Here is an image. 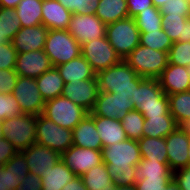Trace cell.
I'll use <instances>...</instances> for the list:
<instances>
[{
	"label": "cell",
	"mask_w": 190,
	"mask_h": 190,
	"mask_svg": "<svg viewBox=\"0 0 190 190\" xmlns=\"http://www.w3.org/2000/svg\"><path fill=\"white\" fill-rule=\"evenodd\" d=\"M103 162L117 186L134 185L137 181V164L141 161L138 142L126 139L102 148Z\"/></svg>",
	"instance_id": "obj_1"
},
{
	"label": "cell",
	"mask_w": 190,
	"mask_h": 190,
	"mask_svg": "<svg viewBox=\"0 0 190 190\" xmlns=\"http://www.w3.org/2000/svg\"><path fill=\"white\" fill-rule=\"evenodd\" d=\"M99 92L118 93L134 97L135 86L144 79L139 76L124 60L96 73Z\"/></svg>",
	"instance_id": "obj_2"
},
{
	"label": "cell",
	"mask_w": 190,
	"mask_h": 190,
	"mask_svg": "<svg viewBox=\"0 0 190 190\" xmlns=\"http://www.w3.org/2000/svg\"><path fill=\"white\" fill-rule=\"evenodd\" d=\"M135 110L143 116L171 115L168 95L162 90L158 79L144 78L135 86L134 97L130 99Z\"/></svg>",
	"instance_id": "obj_3"
},
{
	"label": "cell",
	"mask_w": 190,
	"mask_h": 190,
	"mask_svg": "<svg viewBox=\"0 0 190 190\" xmlns=\"http://www.w3.org/2000/svg\"><path fill=\"white\" fill-rule=\"evenodd\" d=\"M124 61L143 78L158 79L169 63L168 53L138 45Z\"/></svg>",
	"instance_id": "obj_4"
},
{
	"label": "cell",
	"mask_w": 190,
	"mask_h": 190,
	"mask_svg": "<svg viewBox=\"0 0 190 190\" xmlns=\"http://www.w3.org/2000/svg\"><path fill=\"white\" fill-rule=\"evenodd\" d=\"M106 37L122 60L140 44V31L132 17L107 24Z\"/></svg>",
	"instance_id": "obj_5"
},
{
	"label": "cell",
	"mask_w": 190,
	"mask_h": 190,
	"mask_svg": "<svg viewBox=\"0 0 190 190\" xmlns=\"http://www.w3.org/2000/svg\"><path fill=\"white\" fill-rule=\"evenodd\" d=\"M43 51L53 67L81 55V45L67 30H48Z\"/></svg>",
	"instance_id": "obj_6"
},
{
	"label": "cell",
	"mask_w": 190,
	"mask_h": 190,
	"mask_svg": "<svg viewBox=\"0 0 190 190\" xmlns=\"http://www.w3.org/2000/svg\"><path fill=\"white\" fill-rule=\"evenodd\" d=\"M4 137L17 151H23L36 143V116L21 114L7 118L2 125Z\"/></svg>",
	"instance_id": "obj_7"
},
{
	"label": "cell",
	"mask_w": 190,
	"mask_h": 190,
	"mask_svg": "<svg viewBox=\"0 0 190 190\" xmlns=\"http://www.w3.org/2000/svg\"><path fill=\"white\" fill-rule=\"evenodd\" d=\"M88 114L81 106L60 95L45 101L42 115L52 120L58 126L73 130L76 125Z\"/></svg>",
	"instance_id": "obj_8"
},
{
	"label": "cell",
	"mask_w": 190,
	"mask_h": 190,
	"mask_svg": "<svg viewBox=\"0 0 190 190\" xmlns=\"http://www.w3.org/2000/svg\"><path fill=\"white\" fill-rule=\"evenodd\" d=\"M36 143L62 154L73 145L72 130L39 114L36 116Z\"/></svg>",
	"instance_id": "obj_9"
},
{
	"label": "cell",
	"mask_w": 190,
	"mask_h": 190,
	"mask_svg": "<svg viewBox=\"0 0 190 190\" xmlns=\"http://www.w3.org/2000/svg\"><path fill=\"white\" fill-rule=\"evenodd\" d=\"M81 55L96 73L122 61L106 36L82 44Z\"/></svg>",
	"instance_id": "obj_10"
},
{
	"label": "cell",
	"mask_w": 190,
	"mask_h": 190,
	"mask_svg": "<svg viewBox=\"0 0 190 190\" xmlns=\"http://www.w3.org/2000/svg\"><path fill=\"white\" fill-rule=\"evenodd\" d=\"M12 95L24 114H42L45 100L40 94L36 79L18 76Z\"/></svg>",
	"instance_id": "obj_11"
},
{
	"label": "cell",
	"mask_w": 190,
	"mask_h": 190,
	"mask_svg": "<svg viewBox=\"0 0 190 190\" xmlns=\"http://www.w3.org/2000/svg\"><path fill=\"white\" fill-rule=\"evenodd\" d=\"M106 24L95 14H72L67 31L82 45L106 36Z\"/></svg>",
	"instance_id": "obj_12"
},
{
	"label": "cell",
	"mask_w": 190,
	"mask_h": 190,
	"mask_svg": "<svg viewBox=\"0 0 190 190\" xmlns=\"http://www.w3.org/2000/svg\"><path fill=\"white\" fill-rule=\"evenodd\" d=\"M61 160L76 176L81 177L91 168L103 162L102 150L72 145L61 154Z\"/></svg>",
	"instance_id": "obj_13"
},
{
	"label": "cell",
	"mask_w": 190,
	"mask_h": 190,
	"mask_svg": "<svg viewBox=\"0 0 190 190\" xmlns=\"http://www.w3.org/2000/svg\"><path fill=\"white\" fill-rule=\"evenodd\" d=\"M133 110H135V106L129 96L99 92L95 106L90 113L94 116L120 119L122 115Z\"/></svg>",
	"instance_id": "obj_14"
},
{
	"label": "cell",
	"mask_w": 190,
	"mask_h": 190,
	"mask_svg": "<svg viewBox=\"0 0 190 190\" xmlns=\"http://www.w3.org/2000/svg\"><path fill=\"white\" fill-rule=\"evenodd\" d=\"M98 93V81L96 78L65 83L62 95L90 113L95 106Z\"/></svg>",
	"instance_id": "obj_15"
},
{
	"label": "cell",
	"mask_w": 190,
	"mask_h": 190,
	"mask_svg": "<svg viewBox=\"0 0 190 190\" xmlns=\"http://www.w3.org/2000/svg\"><path fill=\"white\" fill-rule=\"evenodd\" d=\"M21 152L26 158L29 172L38 175L40 178H44L50 167H53L61 159L59 152L39 143L31 145Z\"/></svg>",
	"instance_id": "obj_16"
},
{
	"label": "cell",
	"mask_w": 190,
	"mask_h": 190,
	"mask_svg": "<svg viewBox=\"0 0 190 190\" xmlns=\"http://www.w3.org/2000/svg\"><path fill=\"white\" fill-rule=\"evenodd\" d=\"M165 141L170 169L175 172L178 169L189 166L188 133L181 126H178L165 137Z\"/></svg>",
	"instance_id": "obj_17"
},
{
	"label": "cell",
	"mask_w": 190,
	"mask_h": 190,
	"mask_svg": "<svg viewBox=\"0 0 190 190\" xmlns=\"http://www.w3.org/2000/svg\"><path fill=\"white\" fill-rule=\"evenodd\" d=\"M52 68V62L43 50L17 53L14 70L18 76L36 79Z\"/></svg>",
	"instance_id": "obj_18"
},
{
	"label": "cell",
	"mask_w": 190,
	"mask_h": 190,
	"mask_svg": "<svg viewBox=\"0 0 190 190\" xmlns=\"http://www.w3.org/2000/svg\"><path fill=\"white\" fill-rule=\"evenodd\" d=\"M48 29L44 25L21 27L12 39V45L17 53L43 50Z\"/></svg>",
	"instance_id": "obj_19"
},
{
	"label": "cell",
	"mask_w": 190,
	"mask_h": 190,
	"mask_svg": "<svg viewBox=\"0 0 190 190\" xmlns=\"http://www.w3.org/2000/svg\"><path fill=\"white\" fill-rule=\"evenodd\" d=\"M29 169L26 158L21 151H18L0 172V190H15L28 175Z\"/></svg>",
	"instance_id": "obj_20"
},
{
	"label": "cell",
	"mask_w": 190,
	"mask_h": 190,
	"mask_svg": "<svg viewBox=\"0 0 190 190\" xmlns=\"http://www.w3.org/2000/svg\"><path fill=\"white\" fill-rule=\"evenodd\" d=\"M158 80L167 95L190 91V75L187 67L168 64Z\"/></svg>",
	"instance_id": "obj_21"
},
{
	"label": "cell",
	"mask_w": 190,
	"mask_h": 190,
	"mask_svg": "<svg viewBox=\"0 0 190 190\" xmlns=\"http://www.w3.org/2000/svg\"><path fill=\"white\" fill-rule=\"evenodd\" d=\"M73 145L93 150H102L103 145L94 122V115L88 113L72 130Z\"/></svg>",
	"instance_id": "obj_22"
},
{
	"label": "cell",
	"mask_w": 190,
	"mask_h": 190,
	"mask_svg": "<svg viewBox=\"0 0 190 190\" xmlns=\"http://www.w3.org/2000/svg\"><path fill=\"white\" fill-rule=\"evenodd\" d=\"M72 14L57 0H43L42 25L48 30H66Z\"/></svg>",
	"instance_id": "obj_23"
},
{
	"label": "cell",
	"mask_w": 190,
	"mask_h": 190,
	"mask_svg": "<svg viewBox=\"0 0 190 190\" xmlns=\"http://www.w3.org/2000/svg\"><path fill=\"white\" fill-rule=\"evenodd\" d=\"M64 83L77 80L96 79V72L92 69L89 62L82 56H78L69 62L56 66Z\"/></svg>",
	"instance_id": "obj_24"
},
{
	"label": "cell",
	"mask_w": 190,
	"mask_h": 190,
	"mask_svg": "<svg viewBox=\"0 0 190 190\" xmlns=\"http://www.w3.org/2000/svg\"><path fill=\"white\" fill-rule=\"evenodd\" d=\"M94 122L103 148L128 139L120 119L94 116Z\"/></svg>",
	"instance_id": "obj_25"
},
{
	"label": "cell",
	"mask_w": 190,
	"mask_h": 190,
	"mask_svg": "<svg viewBox=\"0 0 190 190\" xmlns=\"http://www.w3.org/2000/svg\"><path fill=\"white\" fill-rule=\"evenodd\" d=\"M162 29L172 42H190V17L162 14Z\"/></svg>",
	"instance_id": "obj_26"
},
{
	"label": "cell",
	"mask_w": 190,
	"mask_h": 190,
	"mask_svg": "<svg viewBox=\"0 0 190 190\" xmlns=\"http://www.w3.org/2000/svg\"><path fill=\"white\" fill-rule=\"evenodd\" d=\"M143 135L149 138H165L177 127L172 115L144 116Z\"/></svg>",
	"instance_id": "obj_27"
},
{
	"label": "cell",
	"mask_w": 190,
	"mask_h": 190,
	"mask_svg": "<svg viewBox=\"0 0 190 190\" xmlns=\"http://www.w3.org/2000/svg\"><path fill=\"white\" fill-rule=\"evenodd\" d=\"M36 82L40 94L45 101L54 99L63 93L65 83L56 67L45 71L36 78Z\"/></svg>",
	"instance_id": "obj_28"
},
{
	"label": "cell",
	"mask_w": 190,
	"mask_h": 190,
	"mask_svg": "<svg viewBox=\"0 0 190 190\" xmlns=\"http://www.w3.org/2000/svg\"><path fill=\"white\" fill-rule=\"evenodd\" d=\"M81 178L88 190H115L117 186L109 175L104 162L91 168Z\"/></svg>",
	"instance_id": "obj_29"
},
{
	"label": "cell",
	"mask_w": 190,
	"mask_h": 190,
	"mask_svg": "<svg viewBox=\"0 0 190 190\" xmlns=\"http://www.w3.org/2000/svg\"><path fill=\"white\" fill-rule=\"evenodd\" d=\"M45 174L46 176L41 178L42 190H61L76 177L61 159Z\"/></svg>",
	"instance_id": "obj_30"
},
{
	"label": "cell",
	"mask_w": 190,
	"mask_h": 190,
	"mask_svg": "<svg viewBox=\"0 0 190 190\" xmlns=\"http://www.w3.org/2000/svg\"><path fill=\"white\" fill-rule=\"evenodd\" d=\"M95 15L104 23L110 24L129 17L126 0H99Z\"/></svg>",
	"instance_id": "obj_31"
},
{
	"label": "cell",
	"mask_w": 190,
	"mask_h": 190,
	"mask_svg": "<svg viewBox=\"0 0 190 190\" xmlns=\"http://www.w3.org/2000/svg\"><path fill=\"white\" fill-rule=\"evenodd\" d=\"M141 159L168 163L165 138L143 136L138 141Z\"/></svg>",
	"instance_id": "obj_32"
},
{
	"label": "cell",
	"mask_w": 190,
	"mask_h": 190,
	"mask_svg": "<svg viewBox=\"0 0 190 190\" xmlns=\"http://www.w3.org/2000/svg\"><path fill=\"white\" fill-rule=\"evenodd\" d=\"M43 0H20L15 8L21 22V27H31L42 24Z\"/></svg>",
	"instance_id": "obj_33"
},
{
	"label": "cell",
	"mask_w": 190,
	"mask_h": 190,
	"mask_svg": "<svg viewBox=\"0 0 190 190\" xmlns=\"http://www.w3.org/2000/svg\"><path fill=\"white\" fill-rule=\"evenodd\" d=\"M169 112L178 126L190 120V91L168 95Z\"/></svg>",
	"instance_id": "obj_34"
},
{
	"label": "cell",
	"mask_w": 190,
	"mask_h": 190,
	"mask_svg": "<svg viewBox=\"0 0 190 190\" xmlns=\"http://www.w3.org/2000/svg\"><path fill=\"white\" fill-rule=\"evenodd\" d=\"M140 45L169 53L173 42L165 31L161 29L140 32Z\"/></svg>",
	"instance_id": "obj_35"
},
{
	"label": "cell",
	"mask_w": 190,
	"mask_h": 190,
	"mask_svg": "<svg viewBox=\"0 0 190 190\" xmlns=\"http://www.w3.org/2000/svg\"><path fill=\"white\" fill-rule=\"evenodd\" d=\"M144 116L140 111L133 110L122 115L120 120L128 139L138 141L143 135Z\"/></svg>",
	"instance_id": "obj_36"
},
{
	"label": "cell",
	"mask_w": 190,
	"mask_h": 190,
	"mask_svg": "<svg viewBox=\"0 0 190 190\" xmlns=\"http://www.w3.org/2000/svg\"><path fill=\"white\" fill-rule=\"evenodd\" d=\"M134 20L140 32L162 29V14L156 7L141 11L134 17Z\"/></svg>",
	"instance_id": "obj_37"
},
{
	"label": "cell",
	"mask_w": 190,
	"mask_h": 190,
	"mask_svg": "<svg viewBox=\"0 0 190 190\" xmlns=\"http://www.w3.org/2000/svg\"><path fill=\"white\" fill-rule=\"evenodd\" d=\"M137 178L173 176V171L168 163H160L159 161H149L141 159L137 164Z\"/></svg>",
	"instance_id": "obj_38"
},
{
	"label": "cell",
	"mask_w": 190,
	"mask_h": 190,
	"mask_svg": "<svg viewBox=\"0 0 190 190\" xmlns=\"http://www.w3.org/2000/svg\"><path fill=\"white\" fill-rule=\"evenodd\" d=\"M21 29V22L15 8L0 7V33L6 35L11 41Z\"/></svg>",
	"instance_id": "obj_39"
},
{
	"label": "cell",
	"mask_w": 190,
	"mask_h": 190,
	"mask_svg": "<svg viewBox=\"0 0 190 190\" xmlns=\"http://www.w3.org/2000/svg\"><path fill=\"white\" fill-rule=\"evenodd\" d=\"M168 64L187 67L190 65V42H173L168 53Z\"/></svg>",
	"instance_id": "obj_40"
},
{
	"label": "cell",
	"mask_w": 190,
	"mask_h": 190,
	"mask_svg": "<svg viewBox=\"0 0 190 190\" xmlns=\"http://www.w3.org/2000/svg\"><path fill=\"white\" fill-rule=\"evenodd\" d=\"M23 114L18 101L13 97L12 93H0V120L19 116Z\"/></svg>",
	"instance_id": "obj_41"
},
{
	"label": "cell",
	"mask_w": 190,
	"mask_h": 190,
	"mask_svg": "<svg viewBox=\"0 0 190 190\" xmlns=\"http://www.w3.org/2000/svg\"><path fill=\"white\" fill-rule=\"evenodd\" d=\"M161 14H170V16H190L189 0H170L165 2L160 8Z\"/></svg>",
	"instance_id": "obj_42"
},
{
	"label": "cell",
	"mask_w": 190,
	"mask_h": 190,
	"mask_svg": "<svg viewBox=\"0 0 190 190\" xmlns=\"http://www.w3.org/2000/svg\"><path fill=\"white\" fill-rule=\"evenodd\" d=\"M173 176L137 178L134 184L136 190H163V186L172 179Z\"/></svg>",
	"instance_id": "obj_43"
},
{
	"label": "cell",
	"mask_w": 190,
	"mask_h": 190,
	"mask_svg": "<svg viewBox=\"0 0 190 190\" xmlns=\"http://www.w3.org/2000/svg\"><path fill=\"white\" fill-rule=\"evenodd\" d=\"M17 51L12 42L0 45V70L15 69Z\"/></svg>",
	"instance_id": "obj_44"
},
{
	"label": "cell",
	"mask_w": 190,
	"mask_h": 190,
	"mask_svg": "<svg viewBox=\"0 0 190 190\" xmlns=\"http://www.w3.org/2000/svg\"><path fill=\"white\" fill-rule=\"evenodd\" d=\"M18 79L14 69L0 70V93H12Z\"/></svg>",
	"instance_id": "obj_45"
},
{
	"label": "cell",
	"mask_w": 190,
	"mask_h": 190,
	"mask_svg": "<svg viewBox=\"0 0 190 190\" xmlns=\"http://www.w3.org/2000/svg\"><path fill=\"white\" fill-rule=\"evenodd\" d=\"M172 179L180 190H190V165L173 172Z\"/></svg>",
	"instance_id": "obj_46"
},
{
	"label": "cell",
	"mask_w": 190,
	"mask_h": 190,
	"mask_svg": "<svg viewBox=\"0 0 190 190\" xmlns=\"http://www.w3.org/2000/svg\"><path fill=\"white\" fill-rule=\"evenodd\" d=\"M128 6V16L134 18L141 11L155 7L152 0H126Z\"/></svg>",
	"instance_id": "obj_47"
},
{
	"label": "cell",
	"mask_w": 190,
	"mask_h": 190,
	"mask_svg": "<svg viewBox=\"0 0 190 190\" xmlns=\"http://www.w3.org/2000/svg\"><path fill=\"white\" fill-rule=\"evenodd\" d=\"M15 190H42L41 178L38 175L29 173L24 176L23 181L16 187Z\"/></svg>",
	"instance_id": "obj_48"
},
{
	"label": "cell",
	"mask_w": 190,
	"mask_h": 190,
	"mask_svg": "<svg viewBox=\"0 0 190 190\" xmlns=\"http://www.w3.org/2000/svg\"><path fill=\"white\" fill-rule=\"evenodd\" d=\"M17 152L5 137L0 138V165L6 164Z\"/></svg>",
	"instance_id": "obj_49"
},
{
	"label": "cell",
	"mask_w": 190,
	"mask_h": 190,
	"mask_svg": "<svg viewBox=\"0 0 190 190\" xmlns=\"http://www.w3.org/2000/svg\"><path fill=\"white\" fill-rule=\"evenodd\" d=\"M99 0H76L75 14H95Z\"/></svg>",
	"instance_id": "obj_50"
},
{
	"label": "cell",
	"mask_w": 190,
	"mask_h": 190,
	"mask_svg": "<svg viewBox=\"0 0 190 190\" xmlns=\"http://www.w3.org/2000/svg\"><path fill=\"white\" fill-rule=\"evenodd\" d=\"M61 190H88L83 184L82 178L76 176L69 181Z\"/></svg>",
	"instance_id": "obj_51"
},
{
	"label": "cell",
	"mask_w": 190,
	"mask_h": 190,
	"mask_svg": "<svg viewBox=\"0 0 190 190\" xmlns=\"http://www.w3.org/2000/svg\"><path fill=\"white\" fill-rule=\"evenodd\" d=\"M57 1L60 2L70 12L75 14L76 0H57Z\"/></svg>",
	"instance_id": "obj_52"
},
{
	"label": "cell",
	"mask_w": 190,
	"mask_h": 190,
	"mask_svg": "<svg viewBox=\"0 0 190 190\" xmlns=\"http://www.w3.org/2000/svg\"><path fill=\"white\" fill-rule=\"evenodd\" d=\"M20 0H0V7L16 8Z\"/></svg>",
	"instance_id": "obj_53"
},
{
	"label": "cell",
	"mask_w": 190,
	"mask_h": 190,
	"mask_svg": "<svg viewBox=\"0 0 190 190\" xmlns=\"http://www.w3.org/2000/svg\"><path fill=\"white\" fill-rule=\"evenodd\" d=\"M163 190H180L178 185L175 183L173 179H171L166 186H163Z\"/></svg>",
	"instance_id": "obj_54"
},
{
	"label": "cell",
	"mask_w": 190,
	"mask_h": 190,
	"mask_svg": "<svg viewBox=\"0 0 190 190\" xmlns=\"http://www.w3.org/2000/svg\"><path fill=\"white\" fill-rule=\"evenodd\" d=\"M170 0H152L154 6L156 8H160L161 6H163L165 4V2H169Z\"/></svg>",
	"instance_id": "obj_55"
},
{
	"label": "cell",
	"mask_w": 190,
	"mask_h": 190,
	"mask_svg": "<svg viewBox=\"0 0 190 190\" xmlns=\"http://www.w3.org/2000/svg\"><path fill=\"white\" fill-rule=\"evenodd\" d=\"M115 190H136V188L134 185L131 186L121 185V186H116Z\"/></svg>",
	"instance_id": "obj_56"
},
{
	"label": "cell",
	"mask_w": 190,
	"mask_h": 190,
	"mask_svg": "<svg viewBox=\"0 0 190 190\" xmlns=\"http://www.w3.org/2000/svg\"><path fill=\"white\" fill-rule=\"evenodd\" d=\"M10 42H11V40L6 35H2L0 33V45L10 43Z\"/></svg>",
	"instance_id": "obj_57"
},
{
	"label": "cell",
	"mask_w": 190,
	"mask_h": 190,
	"mask_svg": "<svg viewBox=\"0 0 190 190\" xmlns=\"http://www.w3.org/2000/svg\"><path fill=\"white\" fill-rule=\"evenodd\" d=\"M187 133H190V120L181 126Z\"/></svg>",
	"instance_id": "obj_58"
},
{
	"label": "cell",
	"mask_w": 190,
	"mask_h": 190,
	"mask_svg": "<svg viewBox=\"0 0 190 190\" xmlns=\"http://www.w3.org/2000/svg\"><path fill=\"white\" fill-rule=\"evenodd\" d=\"M188 157H189V165H190V133H188Z\"/></svg>",
	"instance_id": "obj_59"
},
{
	"label": "cell",
	"mask_w": 190,
	"mask_h": 190,
	"mask_svg": "<svg viewBox=\"0 0 190 190\" xmlns=\"http://www.w3.org/2000/svg\"><path fill=\"white\" fill-rule=\"evenodd\" d=\"M3 121L0 120V138L4 137L3 130H2Z\"/></svg>",
	"instance_id": "obj_60"
},
{
	"label": "cell",
	"mask_w": 190,
	"mask_h": 190,
	"mask_svg": "<svg viewBox=\"0 0 190 190\" xmlns=\"http://www.w3.org/2000/svg\"><path fill=\"white\" fill-rule=\"evenodd\" d=\"M187 69H188V73H189V75H190V65L187 66Z\"/></svg>",
	"instance_id": "obj_61"
}]
</instances>
